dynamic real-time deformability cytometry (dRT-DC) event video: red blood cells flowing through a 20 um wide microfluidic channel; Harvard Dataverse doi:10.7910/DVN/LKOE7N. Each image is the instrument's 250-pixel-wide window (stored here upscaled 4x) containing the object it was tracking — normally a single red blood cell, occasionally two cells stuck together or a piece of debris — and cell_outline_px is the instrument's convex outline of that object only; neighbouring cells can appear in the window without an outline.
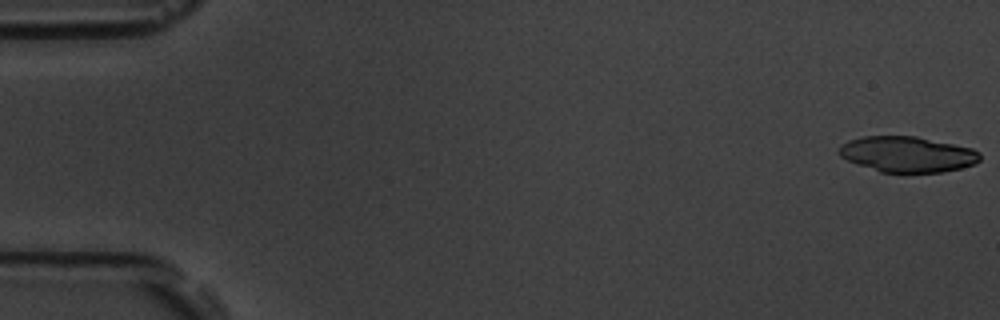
{"species": "common noctule bat (a hibernating species)", "species_latin": "Nyctalus noctula", "temperature_condition": "room temperature", "stored_images_in_passage": 55, "camera_frame_rate_fps": 3000, "um_per_image_px": 0.085, "animal": {"sex": "male", "body_mass_g": 19.5, "forearm_length_mm": 54.6}, "frame": {"image": 1, "passage_image": 1, "time_ms": 0.0, "image_size_px": [1000, 320], "cell_outline_px": [[980, 160], [972, 164], [960, 168], [944, 172], [904, 176], [880, 172], [856, 164], [840, 156], [836, 152], [840, 144], [848, 140], [864, 136], [916, 136], [972, 148], [980, 152]], "centroid_in_image_um": [77.08, 13.15], "position_along_channel_um": 7.9, "area_um2": 30.29}}
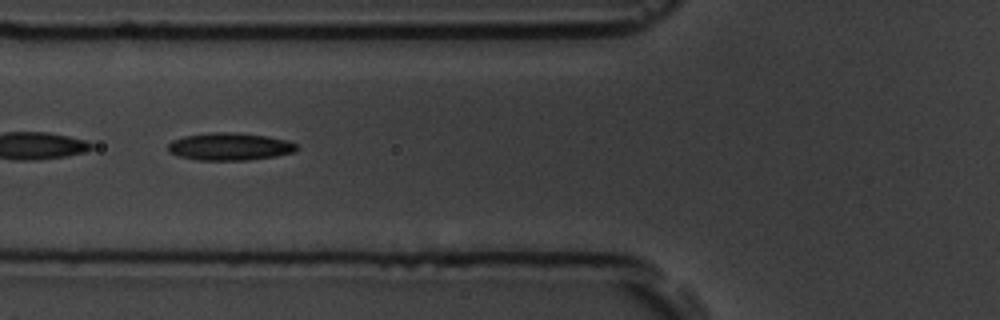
{"frame": {"image": 2, "passage_image": 21, "time_ms": 6.667, "image_size_px": [1000, 320], "cell_outline_px": [[300, 148], [296, 152], [276, 156], [248, 160], [196, 160], [176, 156], [168, 152], [168, 144], [172, 140], [184, 136], [212, 132], [232, 132], [268, 136], [288, 140], [296, 144]], "centroid_in_image_um": [19.54, 12.46], "position_along_channel_um": 106.3, "area_um2": 20.92}}
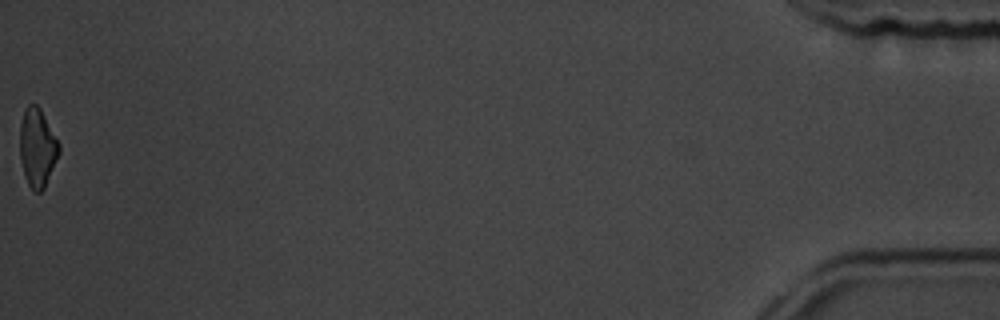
{"frame": {"image": 3, "passage_image": 55, "time_ms": 18.0, "image_size_px": [1000, 320], "cell_outline_px": [[60, 152], [44, 188], [40, 192], [36, 192], [28, 184], [24, 176], [20, 160], [20, 124], [24, 108], [28, 104], [36, 104], [40, 108], [60, 144]], "centroid_in_image_um": [3.16, 12.53], "position_along_channel_um": 432.0, "area_um2": 17.92}, "authors_computed_cell_mechanics": {"area_um2": 20.1144, "velocity_mm_per_s": 3.7697, "shape_relaxation_time_tau1_ms": 4.0335, "shape_relaxation_time_tau2_ms": 4.7023, "deformation_change_tau1": 0.1413, "deformation_change_tau2": 0.1184}}